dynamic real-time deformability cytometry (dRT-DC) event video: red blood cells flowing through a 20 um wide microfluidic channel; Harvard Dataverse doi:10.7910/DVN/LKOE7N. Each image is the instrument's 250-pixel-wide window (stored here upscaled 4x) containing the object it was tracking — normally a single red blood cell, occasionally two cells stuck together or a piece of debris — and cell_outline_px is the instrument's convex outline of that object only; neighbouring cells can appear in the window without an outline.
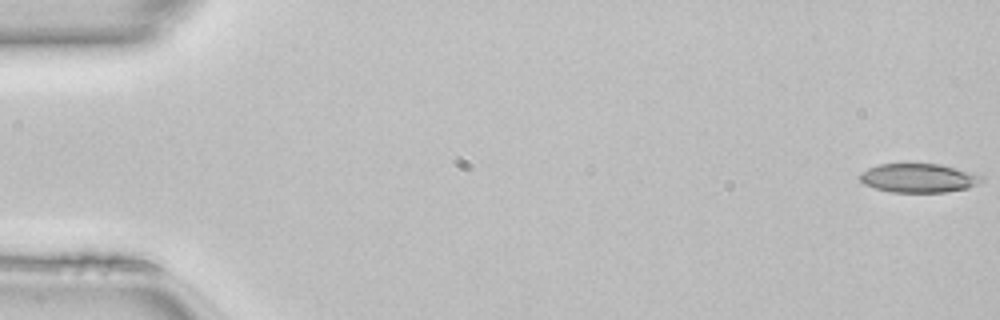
{"species": "common noctule bat (a hibernating species)", "species_latin": "Nyctalus noctula", "temperature_condition": "room temperature", "stored_images_in_passage": 50, "camera_frame_rate_fps": 3000, "um_per_image_px": 0.085, "animal": {"sex": "female", "body_mass_g": 22.7, "forearm_length_mm": 54.2}, "frame": {"image": 1, "passage_image": 1, "time_ms": 0.0, "image_size_px": [1000, 320], "cell_outline_px": [[984, 180], [968, 188], [944, 192], [892, 192], [876, 188], [864, 184], [860, 180], [860, 172], [876, 164], [940, 164], [972, 172], [984, 176]], "centroid_in_image_um": [78.08, 15.13], "position_along_channel_um": 6.9, "area_um2": 20.52}}
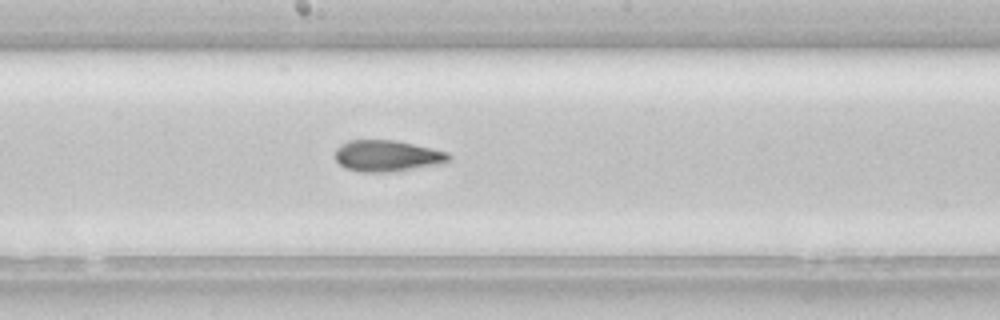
{"frame": {"image": 2, "passage_image": 27, "time_ms": 8.667, "image_size_px": [1000, 320], "cell_outline_px": [[452, 156], [448, 160], [440, 164], [388, 172], [360, 172], [344, 168], [336, 160], [336, 148], [348, 140], [396, 140], [432, 148], [448, 152]], "centroid_in_image_um": [32.9, 13.24], "position_along_channel_um": 215.3, "area_um2": 20.69}}
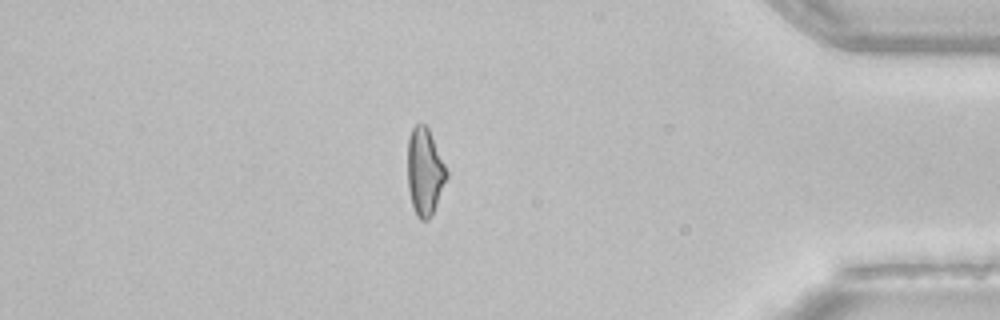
{"frame": {"image": 3, "passage_image": 43, "time_ms": 14.0, "image_size_px": [1000, 320], "cell_outline_px": [[448, 176], [432, 216], [428, 220], [420, 220], [416, 216], [412, 204], [408, 188], [408, 136], [412, 128], [416, 124], [424, 124], [428, 128], [448, 172]], "centroid_in_image_um": [36.1, 14.62], "position_along_channel_um": 399.1, "area_um2": 19.77}, "authors_computed_cell_mechanics": {"area_um2": 20.7502, "velocity_mm_per_s": 4.1543, "shape_relaxation_time_tau1_ms": null, "shape_relaxation_time_tau2_ms": 3.3954, "deformation_change_tau1": null, "deformation_change_tau2": 0.1203}}